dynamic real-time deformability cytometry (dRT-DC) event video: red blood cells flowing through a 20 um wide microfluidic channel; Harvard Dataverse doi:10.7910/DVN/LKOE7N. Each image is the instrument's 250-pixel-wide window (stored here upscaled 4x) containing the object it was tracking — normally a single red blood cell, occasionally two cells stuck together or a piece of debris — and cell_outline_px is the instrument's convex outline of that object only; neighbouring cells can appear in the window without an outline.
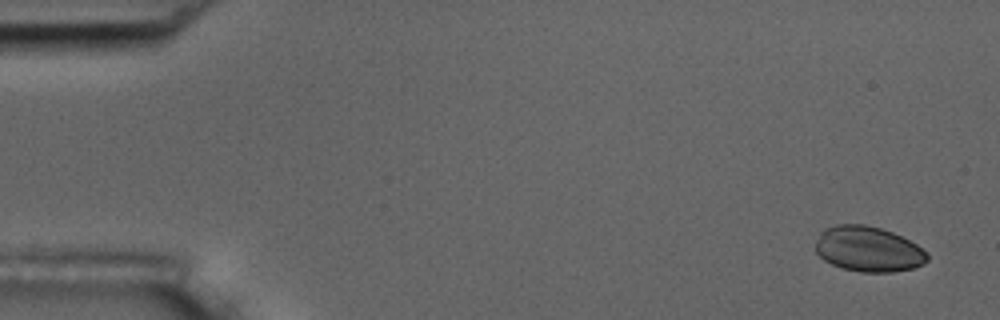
{"species": "common noctule bat (a hibernating species)", "species_latin": "Nyctalus noctula", "temperature_condition": "room temperature", "stored_images_in_passage": 4, "camera_frame_rate_fps": 3000, "um_per_image_px": 0.085, "animal": {"sex": "male", "body_mass_g": 17.5, "forearm_length_mm": 52.3}, "frame": {"image": 1, "passage_image": 1, "time_ms": 0.0, "image_size_px": [1000, 320], "cell_outline_px": [[928, 260], [924, 264], [912, 268], [892, 272], [860, 272], [840, 268], [824, 260], [816, 252], [816, 240], [820, 232], [824, 228], [836, 224], [864, 224], [880, 228], [892, 232], [916, 244], [928, 252]], "centroid_in_image_um": [73.79, 21.17], "position_along_channel_um": 11.2, "area_um2": 29.65}}
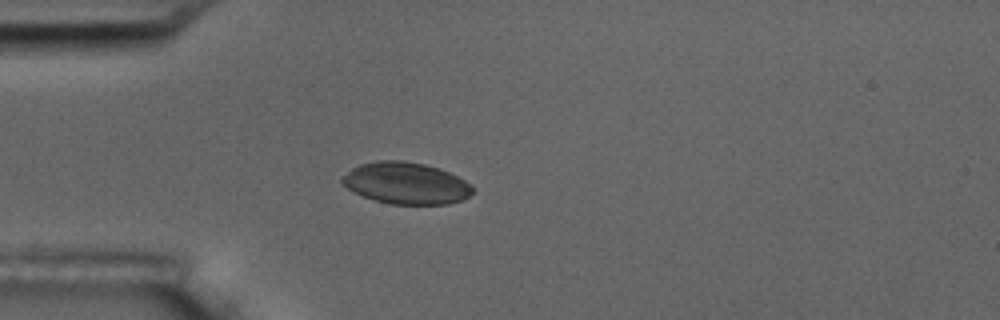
{"frame": {"image": 2, "passage_image": 4, "time_ms": 4.333, "image_size_px": [1000, 320], "cell_outline_px": [[476, 188], [468, 196], [460, 200], [448, 204], [392, 204], [376, 200], [364, 196], [340, 184], [340, 180], [352, 168], [360, 164], [376, 160], [404, 160], [424, 164], [440, 168], [472, 184]], "centroid_in_image_um": [34.52, 15.56], "position_along_channel_um": 50.5, "area_um2": 31.62}}